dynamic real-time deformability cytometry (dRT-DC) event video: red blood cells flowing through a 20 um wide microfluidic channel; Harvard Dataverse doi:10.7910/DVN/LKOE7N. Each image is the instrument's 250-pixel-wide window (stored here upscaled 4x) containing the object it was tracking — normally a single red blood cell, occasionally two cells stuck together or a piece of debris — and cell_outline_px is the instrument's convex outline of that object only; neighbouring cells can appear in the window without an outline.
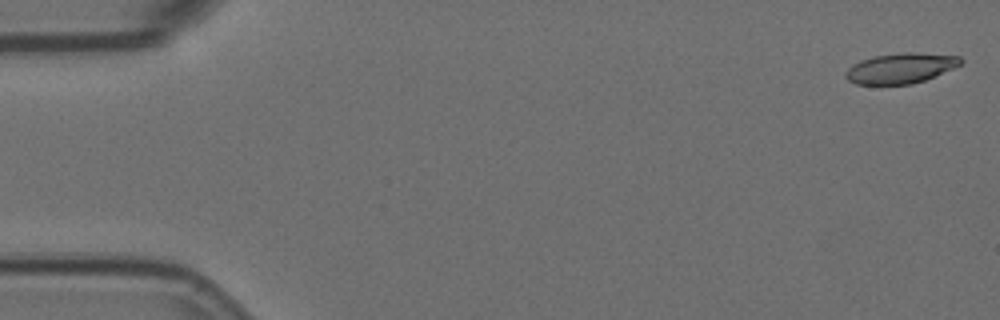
{"species": "Egyptian fruit bat (a non-hibernating species)", "species_latin": "Rousettus aegyptiacus", "temperature_condition": "room temperature", "stored_images_in_passage": 6, "camera_frame_rate_fps": 3000, "um_per_image_px": 0.085, "animal": {"sex": "female"}, "frame": {"image": 1, "passage_image": 1, "time_ms": 0.0, "image_size_px": [1000, 320], "cell_outline_px": [[964, 60], [960, 64], [952, 68], [924, 80], [912, 84], [856, 84], [848, 80], [844, 76], [844, 72], [852, 64], [860, 60], [872, 56], [904, 52], [912, 52], [960, 56]], "centroid_in_image_um": [76.5, 5.79], "position_along_channel_um": 8.5, "area_um2": 20.23}}
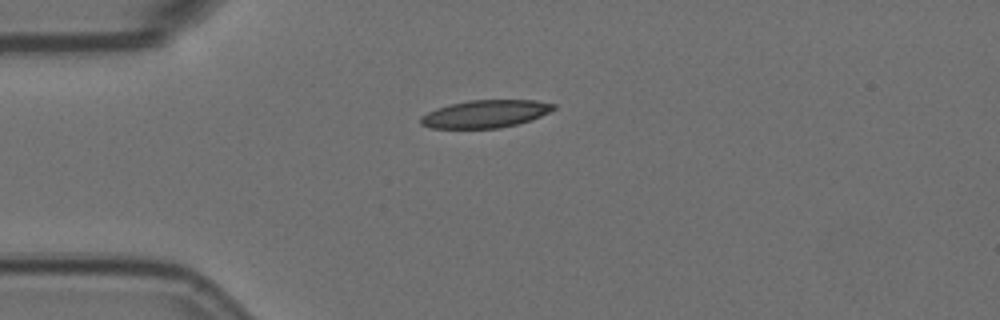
{"frame": {"image": 2, "passage_image": 4, "time_ms": 1.0, "image_size_px": [1000, 320], "cell_outline_px": [[556, 108], [540, 116], [516, 124], [500, 128], [428, 128], [420, 124], [420, 116], [436, 108], [468, 100], [536, 100], [556, 104]], "centroid_in_image_um": [41.23, 9.68], "position_along_channel_um": 43.8, "area_um2": 21.33}}
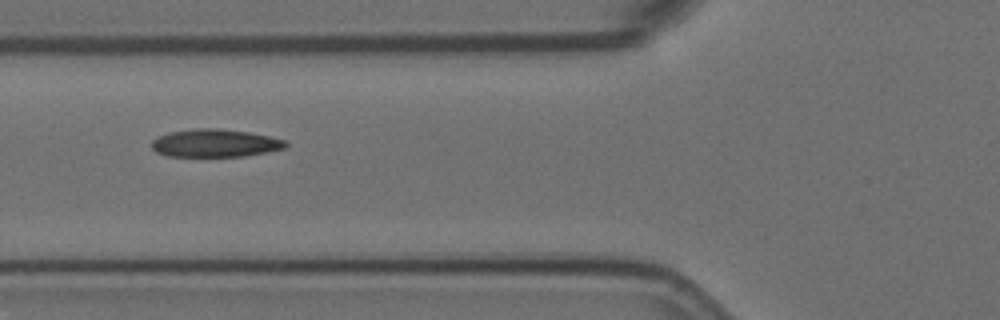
{"frame": {"image": 3, "passage_image": 6, "time_ms": 1.667, "image_size_px": [1000, 320], "cell_outline_px": [[288, 144], [284, 148], [268, 152], [244, 156], [168, 156], [156, 152], [152, 148], [152, 140], [168, 132], [196, 128], [216, 128], [248, 132], [268, 136], [284, 140]], "centroid_in_image_um": [18.27, 12.16], "position_along_channel_um": 107.5, "area_um2": 21.62}}